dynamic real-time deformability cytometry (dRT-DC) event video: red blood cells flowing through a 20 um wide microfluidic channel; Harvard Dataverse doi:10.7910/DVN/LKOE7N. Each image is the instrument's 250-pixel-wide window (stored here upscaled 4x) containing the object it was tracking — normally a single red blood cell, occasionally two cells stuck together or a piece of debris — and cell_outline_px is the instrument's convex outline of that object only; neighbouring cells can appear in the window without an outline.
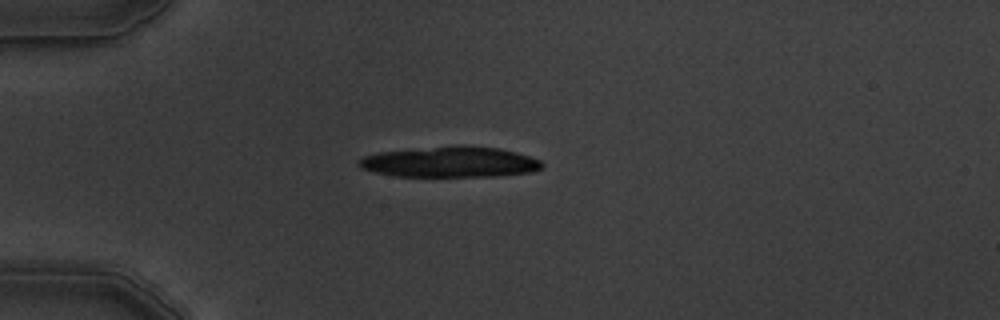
{"species": "common noctule bat (a hibernating species)", "species_latin": "Nyctalus noctula", "temperature_condition": "warm", "stored_images_in_passage": 1, "camera_frame_rate_fps": 3000, "um_per_image_px": 0.085, "animal": {"sex": "male", "body_mass_g": 19.5, "forearm_length_mm": 54.6}, "frame": {"image": 1, "passage_image": 1, "time_ms": 0.0, "image_size_px": [1000, 320], "cell_outline_px": [[544, 164], [540, 168], [532, 172], [492, 176], [396, 176], [376, 172], [360, 168], [356, 160], [364, 156], [380, 152], [460, 144], [500, 148], [516, 152], [540, 160]], "centroid_in_image_um": [38.25, 13.75], "position_along_channel_um": 46.7, "area_um2": 32.77}}